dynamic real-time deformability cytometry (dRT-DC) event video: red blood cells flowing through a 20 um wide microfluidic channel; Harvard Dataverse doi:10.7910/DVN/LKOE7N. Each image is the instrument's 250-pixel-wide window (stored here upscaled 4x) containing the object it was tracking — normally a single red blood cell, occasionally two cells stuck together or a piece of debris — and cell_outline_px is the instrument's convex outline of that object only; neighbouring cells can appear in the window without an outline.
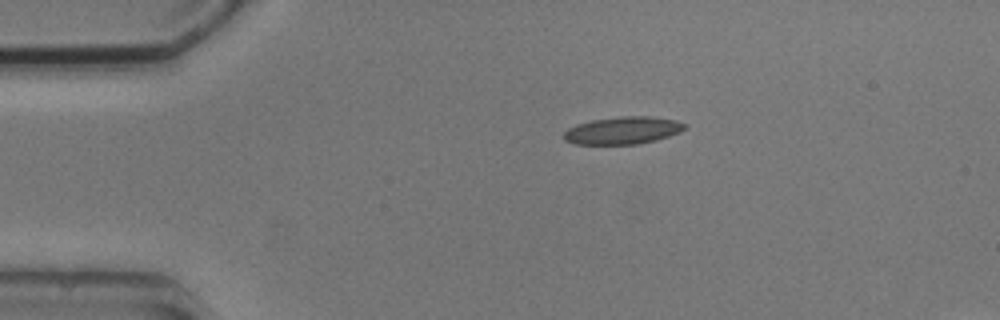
{"species": "common noctule bat (a hibernating species)", "species_latin": "Nyctalus noctula", "temperature_condition": "cold", "stored_images_in_passage": 3, "camera_frame_rate_fps": 3000, "um_per_image_px": 0.085, "animal": {"sex": "male", "body_mass_g": 20.5, "forearm_length_mm": 52.5}, "frame": {"image": 1, "passage_image": 1, "time_ms": 0.0, "image_size_px": [1000, 320], "cell_outline_px": [[688, 124], [680, 132], [656, 140], [636, 144], [576, 144], [564, 140], [564, 132], [568, 128], [576, 124], [592, 120], [624, 116], [652, 116], [676, 120]], "centroid_in_image_um": [52.95, 11.08], "position_along_channel_um": 32.1, "area_um2": 19.31}}
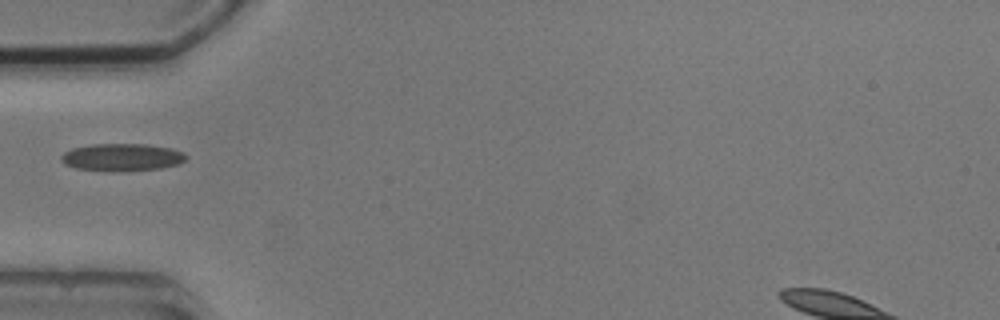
{"frame": {"image": 2, "passage_image": 3, "time_ms": 2.333, "image_size_px": [1000, 320], "cell_outline_px": [[188, 156], [180, 164], [160, 168], [76, 168], [64, 164], [60, 160], [60, 156], [64, 152], [72, 148], [92, 144], [148, 144], [172, 148], [184, 152]], "centroid_in_image_um": [10.4, 13.3], "position_along_channel_um": 74.6, "area_um2": 19.02}}